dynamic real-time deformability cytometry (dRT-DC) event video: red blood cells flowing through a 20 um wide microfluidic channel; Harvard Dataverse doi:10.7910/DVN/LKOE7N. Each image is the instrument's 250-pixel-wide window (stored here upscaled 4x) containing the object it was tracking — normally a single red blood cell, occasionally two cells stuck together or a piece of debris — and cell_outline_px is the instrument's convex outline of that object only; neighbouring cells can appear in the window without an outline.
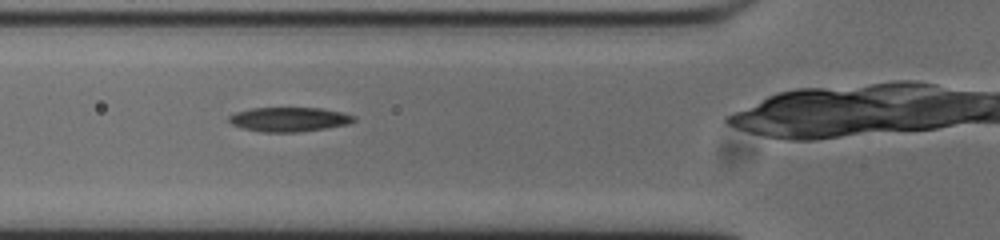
{"species": "common noctule bat (a hibernating species)", "species_latin": "Nyctalus noctula", "temperature_condition": "cold", "stored_images_in_passage": 33, "camera_frame_rate_fps": 3000, "um_per_image_px": 0.085, "animal": {"sex": "male", "body_mass_g": 20.0, "forearm_length_mm": 53.3}, "frame": {"image": 1, "passage_image": 9, "time_ms": 2.667, "image_size_px": [1000, 240], "cell_outline_px": [[356, 120], [348, 124], [328, 128], [300, 132], [260, 132], [240, 128], [232, 124], [228, 120], [228, 116], [236, 112], [252, 108], [320, 108], [340, 112], [356, 116]], "centroid_in_image_um": [24.56, 10.16], "position_along_channel_um": 101.2, "area_um2": 17.86}}
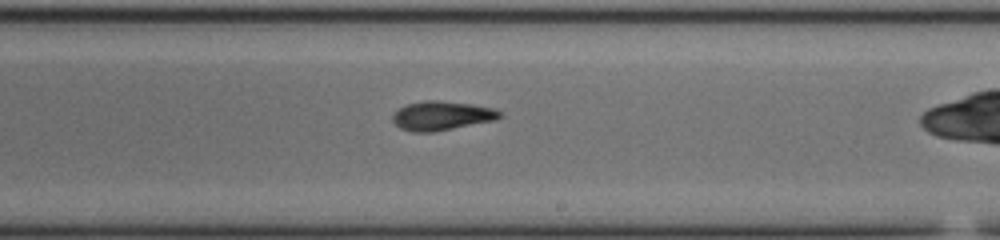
{"frame": {"image": 2, "passage_image": 21, "time_ms": 6.667, "image_size_px": [1000, 240], "cell_outline_px": [[504, 116], [496, 120], [436, 132], [412, 132], [400, 128], [392, 120], [392, 116], [400, 108], [408, 104], [424, 100], [436, 100], [472, 104], [496, 108], [504, 112]], "centroid_in_image_um": [37.63, 9.84], "position_along_channel_um": 251.4, "area_um2": 18.44}}
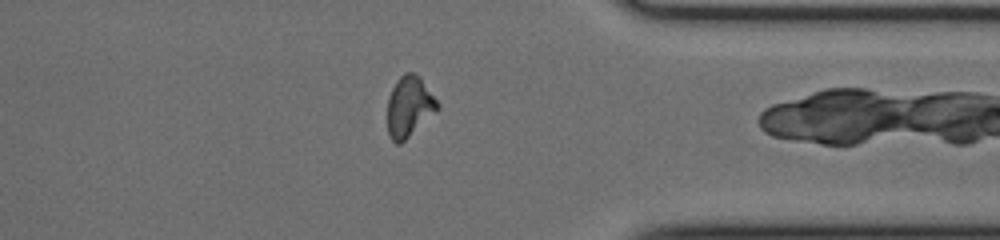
{"frame": {"image": 3, "passage_image": 32, "time_ms": 10.333, "image_size_px": [1000, 240], "cell_outline_px": [[440, 108], [436, 112], [400, 144], [396, 144], [388, 136], [388, 96], [396, 80], [404, 72], [412, 72], [420, 76], [440, 104]], "centroid_in_image_um": [34.79, 9.04], "position_along_channel_um": 376.6, "area_um2": 17.8}}